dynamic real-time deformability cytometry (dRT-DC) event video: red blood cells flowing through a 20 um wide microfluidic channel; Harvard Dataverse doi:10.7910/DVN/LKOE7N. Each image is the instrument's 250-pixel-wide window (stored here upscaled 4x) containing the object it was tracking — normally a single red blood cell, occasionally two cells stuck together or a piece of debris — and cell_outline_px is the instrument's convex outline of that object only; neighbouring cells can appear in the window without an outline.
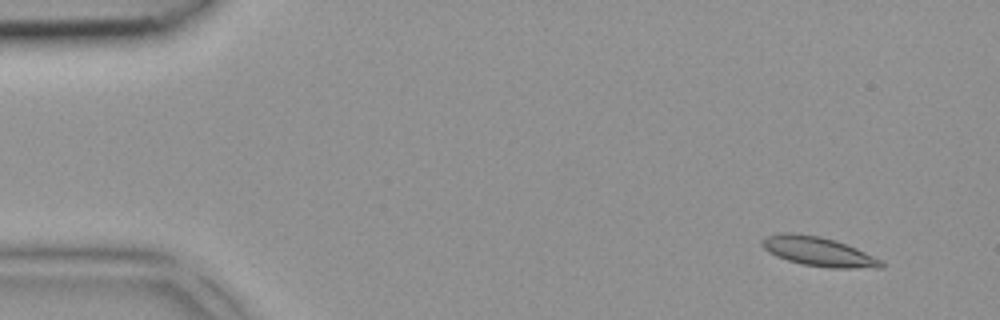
{"species": "common noctule bat (a hibernating species)", "species_latin": "Nyctalus noctula", "temperature_condition": "room temperature", "stored_images_in_passage": 5, "camera_frame_rate_fps": 3000, "um_per_image_px": 0.085, "animal": {"sex": "female", "body_mass_g": 18.4}, "frame": {"image": 1, "passage_image": 1, "time_ms": 0.0, "image_size_px": [1000, 320], "cell_outline_px": [[884, 268], [828, 268], [804, 264], [788, 260], [776, 256], [768, 252], [760, 244], [760, 240], [768, 236], [780, 232], [788, 232], [820, 236], [836, 240], [856, 248], [880, 260], [884, 264]], "centroid_in_image_um": [69.53, 21.37], "position_along_channel_um": 15.5, "area_um2": 20.29}}